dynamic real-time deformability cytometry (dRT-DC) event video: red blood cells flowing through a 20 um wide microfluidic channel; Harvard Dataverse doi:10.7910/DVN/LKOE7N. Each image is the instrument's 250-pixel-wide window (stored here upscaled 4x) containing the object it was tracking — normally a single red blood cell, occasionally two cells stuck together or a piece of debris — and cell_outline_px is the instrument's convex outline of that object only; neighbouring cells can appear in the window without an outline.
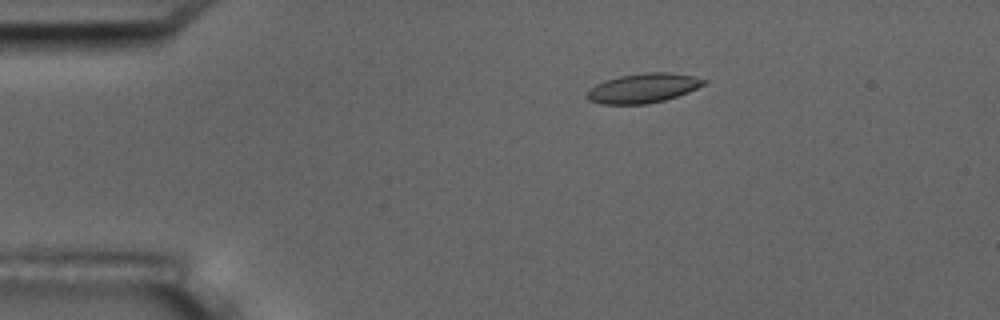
{"species": "common noctule bat (a hibernating species)", "species_latin": "Nyctalus noctula", "temperature_condition": "room temperature", "stored_images_in_passage": 6, "camera_frame_rate_fps": 3000, "um_per_image_px": 0.085, "animal": {"sex": "male", "body_mass_g": 17.5, "forearm_length_mm": 52.3}, "frame": {"image": 1, "passage_image": 4, "time_ms": 3.333, "image_size_px": [1000, 320], "cell_outline_px": [[708, 80], [704, 84], [688, 92], [664, 100], [648, 104], [600, 104], [588, 100], [584, 96], [596, 84], [604, 80], [620, 76], [644, 72], [668, 72], [692, 76]], "centroid_in_image_um": [54.63, 7.49], "position_along_channel_um": 30.4, "area_um2": 20.0}}
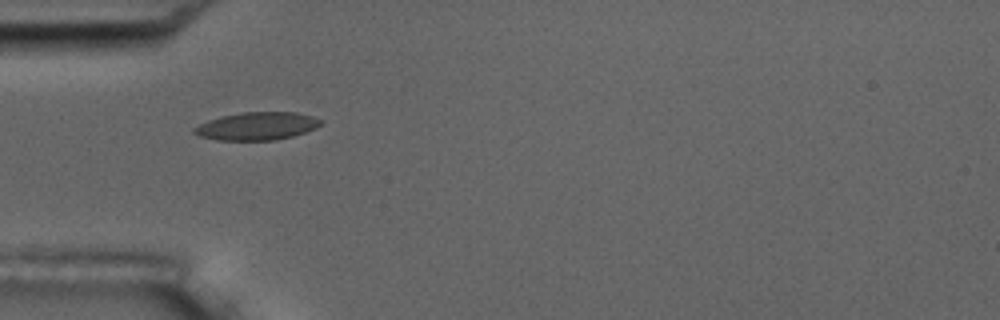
{"frame": {"image": 2, "passage_image": 6, "time_ms": 5.667, "image_size_px": [1000, 320], "cell_outline_px": [[324, 124], [316, 128], [292, 136], [276, 140], [216, 140], [200, 136], [192, 132], [192, 128], [208, 120], [220, 116], [240, 112], [296, 112], [312, 116], [324, 120]], "centroid_in_image_um": [21.85, 10.71], "position_along_channel_um": 63.1, "area_um2": 20.75}}